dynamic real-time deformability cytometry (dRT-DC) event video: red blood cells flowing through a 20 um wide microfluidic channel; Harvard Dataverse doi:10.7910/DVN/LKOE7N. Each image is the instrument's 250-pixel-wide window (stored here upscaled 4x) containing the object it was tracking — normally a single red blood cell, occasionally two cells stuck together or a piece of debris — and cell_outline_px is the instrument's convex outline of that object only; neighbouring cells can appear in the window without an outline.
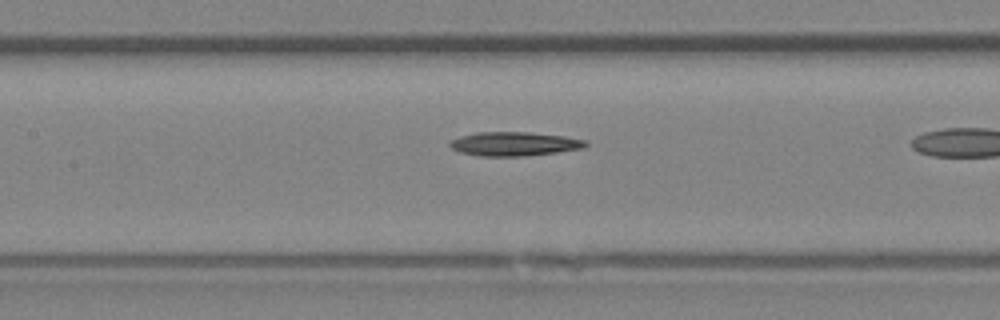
{"species": "Egyptian fruit bat (a non-hibernating species)", "species_latin": "Rousettus aegyptiacus", "temperature_condition": "room temperature", "stored_images_in_passage": 14, "camera_frame_rate_fps": 3000, "um_per_image_px": 0.085, "animal": {"sex": "female"}, "frame": {"image": 1, "passage_image": 7, "time_ms": 2.0, "image_size_px": [1000, 320], "cell_outline_px": [[588, 144], [584, 148], [556, 152], [524, 156], [476, 156], [460, 152], [452, 148], [448, 144], [452, 140], [460, 136], [476, 132], [528, 132], [564, 136], [588, 140]], "centroid_in_image_um": [43.72, 12.23], "position_along_channel_um": 163.7, "area_um2": 19.02}}